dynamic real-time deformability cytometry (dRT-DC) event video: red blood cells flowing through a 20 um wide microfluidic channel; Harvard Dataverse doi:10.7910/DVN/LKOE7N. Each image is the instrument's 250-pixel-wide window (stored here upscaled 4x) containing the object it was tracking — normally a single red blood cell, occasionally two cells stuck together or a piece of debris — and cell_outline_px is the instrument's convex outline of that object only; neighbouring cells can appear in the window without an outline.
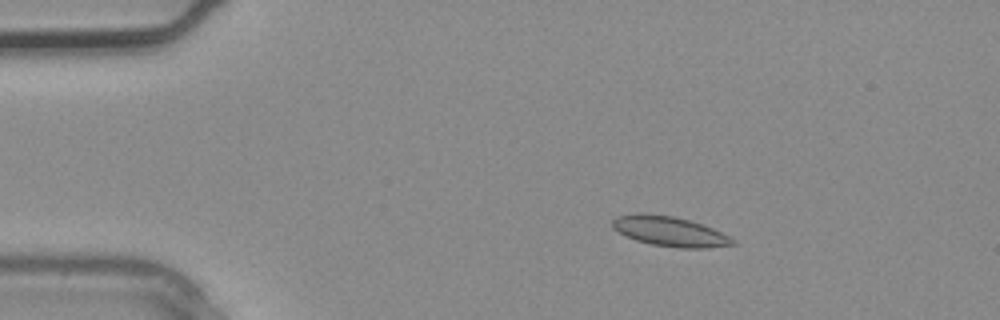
{"species": "common noctule bat (a hibernating species)", "species_latin": "Nyctalus noctula", "temperature_condition": "warm", "stored_images_in_passage": 2, "camera_frame_rate_fps": 3000, "um_per_image_px": 0.085, "animal": {"sex": "male", "body_mass_g": 20.4}, "frame": {"image": 1, "passage_image": 1, "time_ms": 0.0, "image_size_px": [1000, 320], "cell_outline_px": [[736, 244], [704, 248], [680, 248], [652, 244], [636, 240], [612, 228], [612, 220], [616, 216], [636, 212], [644, 212], [672, 216], [688, 220], [712, 228], [736, 240]], "centroid_in_image_um": [56.89, 19.65], "position_along_channel_um": 28.1, "area_um2": 20.81}}